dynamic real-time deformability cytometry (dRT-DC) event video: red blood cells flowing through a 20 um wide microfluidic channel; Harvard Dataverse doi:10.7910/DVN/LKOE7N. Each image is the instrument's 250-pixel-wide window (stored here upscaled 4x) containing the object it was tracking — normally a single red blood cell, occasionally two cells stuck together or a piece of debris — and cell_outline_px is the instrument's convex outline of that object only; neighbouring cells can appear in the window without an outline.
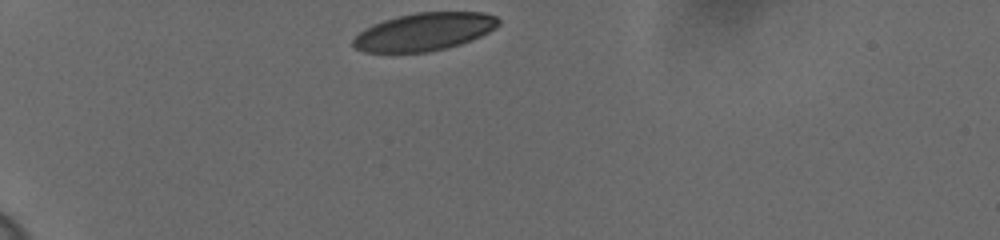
{"species": "human", "species_latin": "Homo sapiens", "temperature_condition": "cold", "stored_images_in_passage": 35, "camera_frame_rate_fps": 3000, "um_per_image_px": 0.085, "donor": {"sex": "female"}, "frame": {"image": 1, "passage_image": 1, "time_ms": 0.0, "image_size_px": [1000, 240], "cell_outline_px": [[500, 24], [496, 28], [472, 40], [448, 48], [428, 52], [364, 52], [356, 48], [352, 44], [352, 40], [360, 32], [372, 24], [384, 20], [416, 12], [484, 12], [496, 16], [500, 20]], "centroid_in_image_um": [36.09, 2.7], "position_along_channel_um": 48.9, "area_um2": 32.02}}
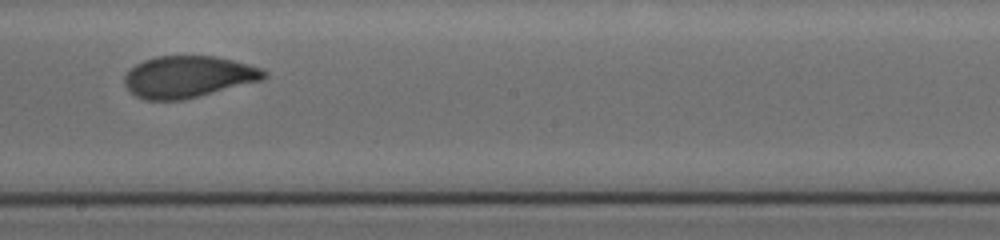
{"frame": {"image": 2, "passage_image": 20, "time_ms": 6.333, "image_size_px": [1000, 240], "cell_outline_px": [[268, 76], [260, 80], [184, 100], [144, 100], [136, 96], [124, 84], [124, 76], [136, 64], [144, 60], [156, 56], [216, 56], [232, 60], [260, 68], [268, 72]], "centroid_in_image_um": [15.97, 6.53], "position_along_channel_um": 232.2, "area_um2": 33.64}}
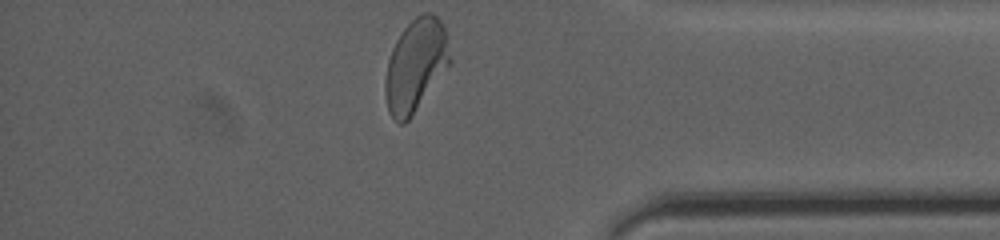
{"frame": {"image": 3, "passage_image": 35, "time_ms": 11.333, "image_size_px": [1000, 240], "cell_outline_px": [[452, 60], [408, 120], [404, 124], [400, 124], [388, 112], [384, 92], [384, 84], [388, 60], [392, 48], [396, 40], [404, 28], [416, 16], [424, 12], [432, 12], [444, 24], [448, 36]], "centroid_in_image_um": [35.33, 5.51], "position_along_channel_um": 399.9, "area_um2": 34.8}, "authors_computed_cell_mechanics": {"area_um2": 34.2176, "velocity_mm_per_s": 3.6198, "shape_relaxation_time_tau1_ms": 6.4757, "shape_relaxation_time_tau2_ms": 0.8473, "deformation_change_tau1": 0.187, "deformation_change_tau2": 0.0516}}